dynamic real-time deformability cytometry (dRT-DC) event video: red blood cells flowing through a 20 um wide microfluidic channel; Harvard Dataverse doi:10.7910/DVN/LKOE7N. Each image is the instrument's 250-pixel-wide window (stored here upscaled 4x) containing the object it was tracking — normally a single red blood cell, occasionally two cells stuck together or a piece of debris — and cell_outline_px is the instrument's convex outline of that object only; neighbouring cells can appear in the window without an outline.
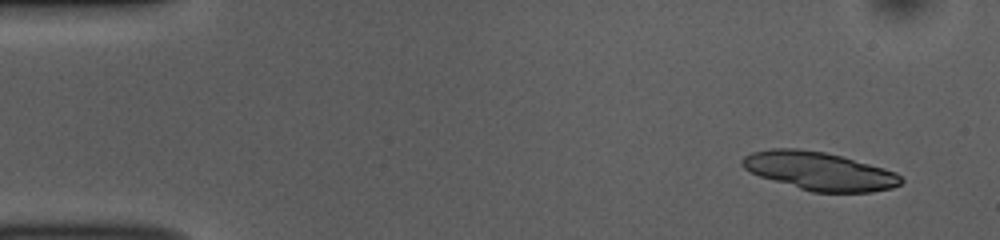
{"species": "common noctule bat (a hibernating species)", "species_latin": "Nyctalus noctula", "temperature_condition": "room temperature", "stored_images_in_passage": 52, "segment_of_instrument_passage": [1, 2], "camera_frame_rate_fps": 3000, "um_per_image_px": 0.085, "animal": {"sex": "female", "body_mass_g": 10.0, "forearm_length_mm": 53.1}, "frame": {"image": 1, "passage_image": 4, "time_ms": 1.0, "image_size_px": [1000, 240], "cell_outline_px": [[904, 180], [900, 184], [892, 188], [868, 192], [812, 192], [760, 176], [744, 168], [744, 156], [752, 152], [776, 148], [792, 148], [824, 152], [840, 156], [896, 172]], "centroid_in_image_um": [69.67, 14.55], "position_along_channel_um": 15.3, "area_um2": 34.62}}